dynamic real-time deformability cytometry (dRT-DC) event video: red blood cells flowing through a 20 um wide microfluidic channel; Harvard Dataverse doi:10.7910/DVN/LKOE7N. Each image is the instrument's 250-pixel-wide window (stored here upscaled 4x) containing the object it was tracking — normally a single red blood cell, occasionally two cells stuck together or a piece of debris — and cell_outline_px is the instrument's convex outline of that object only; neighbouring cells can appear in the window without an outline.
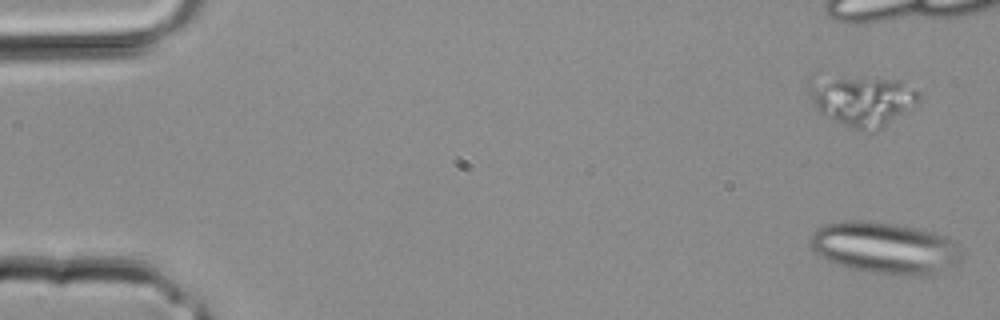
{"species": "common noctule bat (a hibernating species)", "species_latin": "Nyctalus noctula", "temperature_condition": "room temperature", "stored_images_in_passage": 4, "camera_frame_rate_fps": 3000, "um_per_image_px": 0.085, "animal": {"sex": "male", "body_mass_g": 20.4}, "frame": {"image": 1, "passage_image": 1, "time_ms": 0.0, "image_size_px": [1000, 320], "cell_outline_px": [[960, 256], [956, 260], [936, 276], [900, 276], [868, 272], [836, 264], [820, 256], [808, 244], [808, 236], [816, 228], [824, 224], [840, 220], [860, 220], [896, 224], [932, 232], [944, 236], [952, 240], [956, 244]], "centroid_in_image_um": [75.12, 21.08], "position_along_channel_um": 9.9, "area_um2": 45.78}}
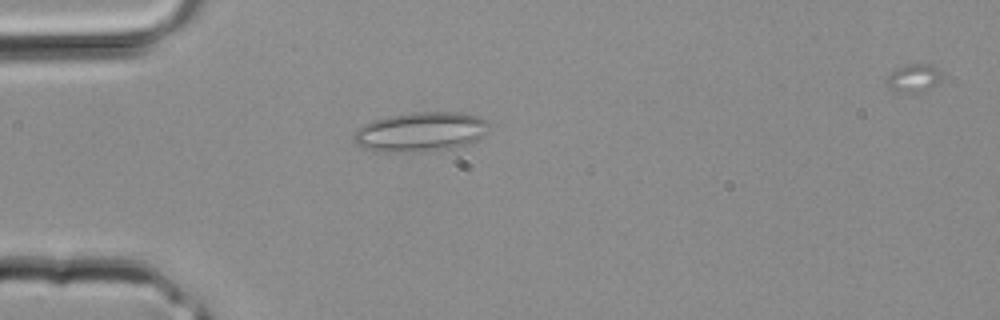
{"frame": {"image": 2, "passage_image": 4, "time_ms": 1.0, "image_size_px": [1000, 320], "cell_outline_px": [[488, 132], [484, 136], [468, 144], [448, 148], [404, 152], [384, 152], [364, 148], [356, 144], [352, 136], [364, 124], [376, 120], [392, 116], [412, 112], [464, 112], [480, 116], [488, 120]], "centroid_in_image_um": [35.81, 11.19], "position_along_channel_um": 49.2, "area_um2": 30.92}}